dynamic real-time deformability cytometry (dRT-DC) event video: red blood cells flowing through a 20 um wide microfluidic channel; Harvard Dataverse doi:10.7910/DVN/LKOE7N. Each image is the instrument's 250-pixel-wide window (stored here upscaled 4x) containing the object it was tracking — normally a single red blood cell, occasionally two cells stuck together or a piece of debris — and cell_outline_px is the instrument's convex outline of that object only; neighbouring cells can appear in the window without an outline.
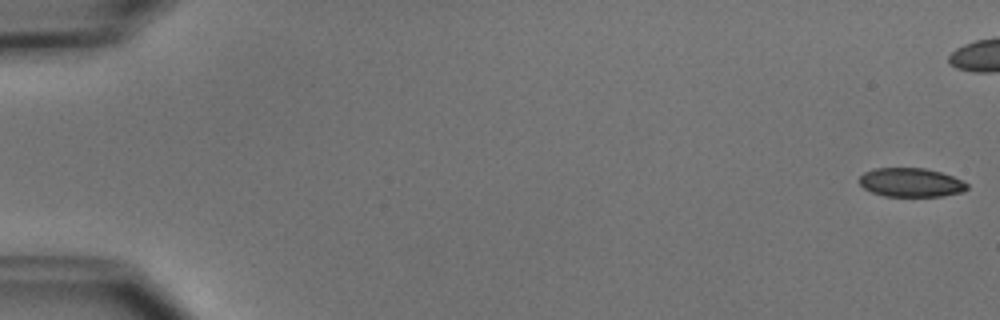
{"species": "common noctule bat (a hibernating species)", "species_latin": "Nyctalus noctula", "temperature_condition": "cold", "stored_images_in_passage": 7, "camera_frame_rate_fps": 3000, "um_per_image_px": 0.085, "animal": {"sex": "male", "body_mass_g": 15.6}, "frame": {"image": 1, "passage_image": 1, "time_ms": 0.0, "image_size_px": [1000, 320], "cell_outline_px": [[968, 188], [964, 192], [944, 196], [884, 196], [872, 192], [864, 188], [860, 184], [860, 176], [864, 172], [872, 168], [924, 168], [940, 172], [952, 176], [968, 184]], "centroid_in_image_um": [77.43, 15.51], "position_along_channel_um": 7.6, "area_um2": 18.15}}
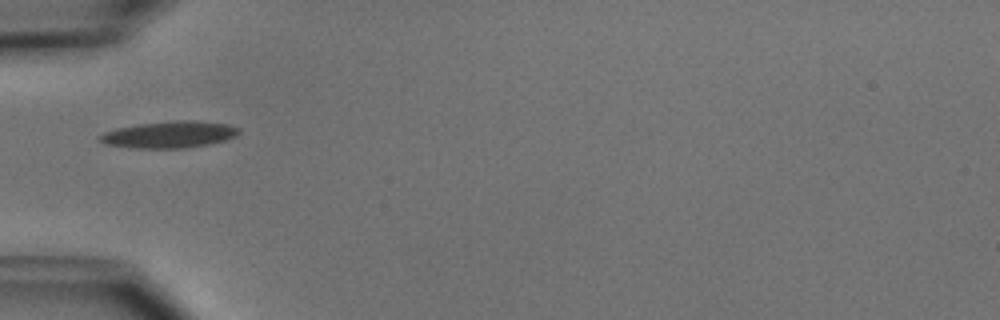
{"frame": {"image": 2, "passage_image": 7, "time_ms": 7.667, "image_size_px": [1000, 320], "cell_outline_px": [[240, 132], [236, 136], [224, 140], [208, 144], [184, 148], [132, 148], [104, 144], [96, 140], [96, 136], [104, 132], [116, 128], [140, 124], [176, 120], [196, 120], [228, 124], [240, 128]], "centroid_in_image_um": [14.35, 11.43], "position_along_channel_um": 70.6, "area_um2": 21.85}}